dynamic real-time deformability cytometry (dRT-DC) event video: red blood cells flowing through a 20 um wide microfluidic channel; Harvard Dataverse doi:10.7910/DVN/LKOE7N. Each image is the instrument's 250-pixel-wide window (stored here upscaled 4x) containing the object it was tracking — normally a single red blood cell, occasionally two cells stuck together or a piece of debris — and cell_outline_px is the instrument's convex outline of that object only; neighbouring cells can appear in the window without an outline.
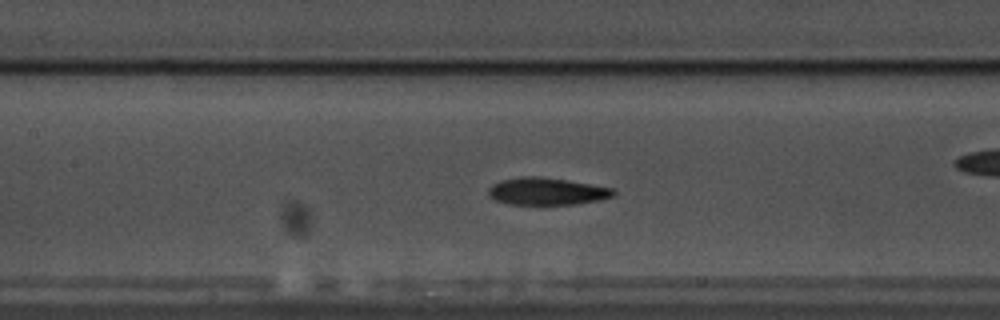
{"species": "common noctule bat (a hibernating species)", "species_latin": "Nyctalus noctula", "temperature_condition": "warm", "stored_images_in_passage": 59, "camera_frame_rate_fps": 3000, "um_per_image_px": 0.085, "animal": {"sex": "male", "body_mass_g": 17.5, "forearm_length_mm": 52.3}, "frame": {"image": 1, "passage_image": 26, "time_ms": 8.333, "image_size_px": [1000, 320], "cell_outline_px": [[616, 192], [612, 196], [596, 200], [576, 204], [508, 204], [496, 200], [488, 196], [488, 188], [492, 184], [500, 180], [520, 176], [540, 176], [568, 180], [612, 188]], "centroid_in_image_um": [46.41, 16.25], "position_along_channel_um": 161.0, "area_um2": 19.83}}
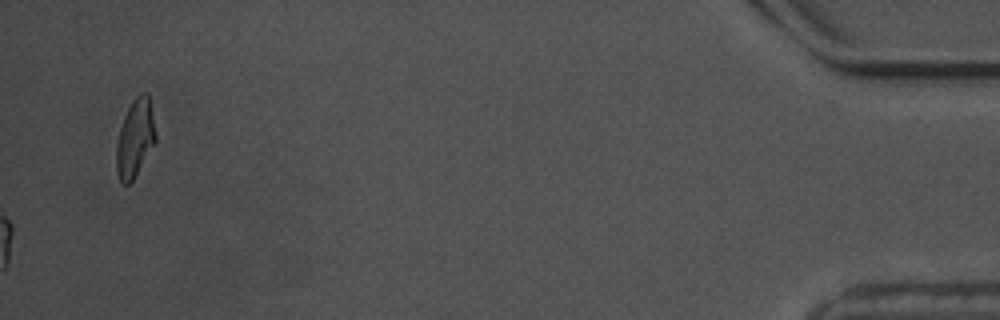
{"frame": {"image": 2, "passage_image": 59, "time_ms": 19.333, "image_size_px": [1000, 320], "cell_outline_px": [[156, 140], [132, 180], [128, 184], [120, 184], [116, 172], [116, 144], [120, 128], [124, 116], [132, 100], [140, 92], [148, 92], [156, 136]], "centroid_in_image_um": [11.45, 11.74], "position_along_channel_um": 423.7, "area_um2": 17.63}, "authors_computed_cell_mechanics": {"area_um2": 19.7676, "velocity_mm_per_s": 3.5164, "shape_relaxation_time_tau1_ms": 3.534, "shape_relaxation_time_tau2_ms": 3.2991, "deformation_change_tau1": 0.1439, "deformation_change_tau2": 0.0929}}